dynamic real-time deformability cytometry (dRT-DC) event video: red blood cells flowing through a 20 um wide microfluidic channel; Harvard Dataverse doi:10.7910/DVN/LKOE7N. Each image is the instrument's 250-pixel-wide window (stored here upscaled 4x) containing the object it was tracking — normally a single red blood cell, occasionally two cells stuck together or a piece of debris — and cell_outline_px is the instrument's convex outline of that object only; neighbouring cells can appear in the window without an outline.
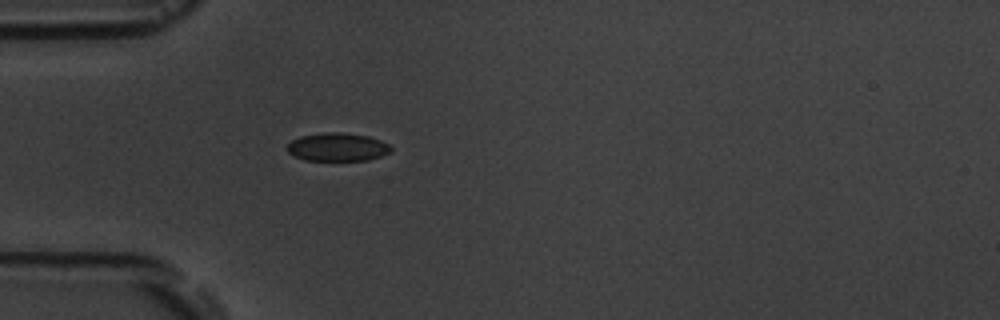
{"species": "common noctule bat (a hibernating species)", "species_latin": "Nyctalus noctula", "temperature_condition": "room temperature", "stored_images_in_passage": 1, "camera_frame_rate_fps": 3000, "um_per_image_px": 0.085, "animal": {"sex": "male", "body_mass_g": 19.5, "forearm_length_mm": 54.6}, "frame": {"image": 1, "passage_image": 1, "time_ms": 0.0, "image_size_px": [1000, 320], "cell_outline_px": [[392, 152], [368, 160], [304, 160], [288, 152], [288, 144], [292, 140], [300, 136], [324, 132], [340, 132], [368, 136], [380, 140], [388, 144], [392, 148]], "centroid_in_image_um": [28.7, 12.49], "position_along_channel_um": 56.3, "area_um2": 16.99}}